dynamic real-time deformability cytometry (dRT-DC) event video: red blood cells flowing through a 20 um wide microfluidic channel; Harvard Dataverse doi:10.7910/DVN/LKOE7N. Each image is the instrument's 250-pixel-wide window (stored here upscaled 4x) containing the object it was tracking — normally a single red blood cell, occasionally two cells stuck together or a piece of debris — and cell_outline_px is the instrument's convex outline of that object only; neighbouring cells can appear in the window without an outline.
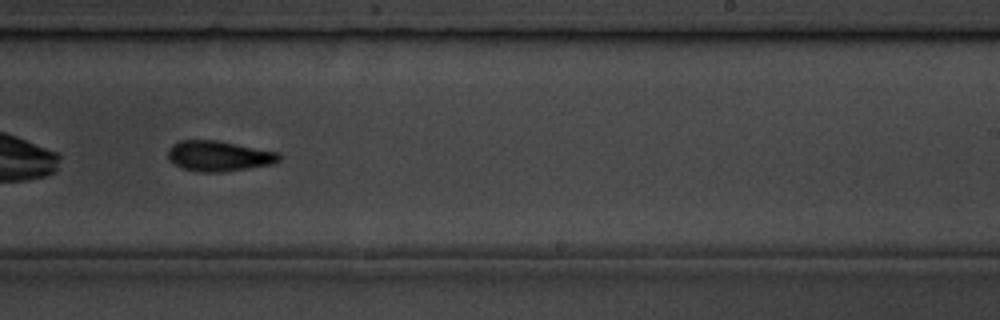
{"species": "common noctule bat (a hibernating species)", "species_latin": "Nyctalus noctula", "temperature_condition": "room temperature", "stored_images_in_passage": 17, "camera_frame_rate_fps": 3000, "um_per_image_px": 0.085, "animal": {"sex": "male", "body_mass_g": 19.5, "forearm_length_mm": 54.6}, "frame": {"image": 1, "passage_image": 10, "time_ms": 10.0, "image_size_px": [1000, 320], "cell_outline_px": [[284, 156], [280, 160], [272, 164], [220, 172], [200, 172], [184, 168], [168, 160], [168, 148], [172, 144], [180, 140], [216, 140], [280, 152]], "centroid_in_image_um": [18.62, 13.25], "position_along_channel_um": 270.4, "area_um2": 19.71}, "authors_computed_cell_mechanics": {"area_um2": 19.7098, "velocity_mm_per_s": 3.7506, "shape_relaxation_time_tau1_ms": 4.7765, "shape_relaxation_time_tau2_ms": null, "deformation_change_tau1": 0.1281, "deformation_change_tau2": null}}